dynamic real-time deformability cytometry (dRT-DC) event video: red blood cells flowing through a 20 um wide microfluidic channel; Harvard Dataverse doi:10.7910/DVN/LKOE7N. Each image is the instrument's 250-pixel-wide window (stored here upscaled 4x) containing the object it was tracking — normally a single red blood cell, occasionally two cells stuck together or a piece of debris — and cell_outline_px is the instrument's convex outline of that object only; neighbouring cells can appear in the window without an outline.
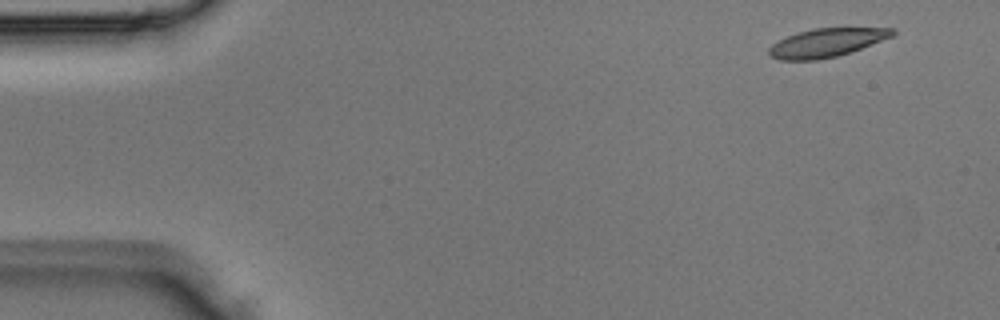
{"species": "Egyptian fruit bat (a non-hibernating species)", "species_latin": "Rousettus aegyptiacus", "temperature_condition": "room temperature", "stored_images_in_passage": 5, "segment_of_instrument_passage": [2, 2], "camera_frame_rate_fps": 3000, "um_per_image_px": 0.085, "animal": {"sex": "male"}, "frame": {"image": 1, "passage_image": 5, "time_ms": 1.333, "image_size_px": [1000, 320], "cell_outline_px": [[896, 32], [892, 36], [852, 52], [836, 56], [816, 60], [780, 60], [772, 56], [768, 52], [768, 48], [772, 44], [788, 36], [812, 28], [896, 28]], "centroid_in_image_um": [70.27, 3.63], "position_along_channel_um": 14.7, "area_um2": 20.35}}